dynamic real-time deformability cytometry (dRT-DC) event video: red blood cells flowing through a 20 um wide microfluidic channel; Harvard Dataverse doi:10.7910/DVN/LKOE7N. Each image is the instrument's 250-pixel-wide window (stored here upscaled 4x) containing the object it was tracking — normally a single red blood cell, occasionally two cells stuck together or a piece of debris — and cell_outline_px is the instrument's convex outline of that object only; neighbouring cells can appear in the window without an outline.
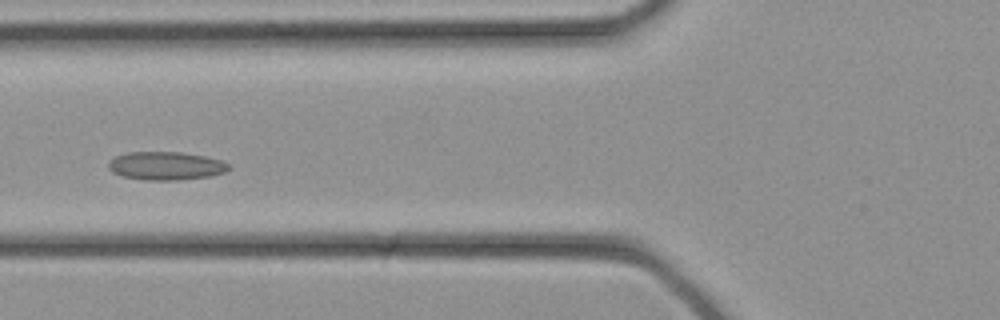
{"species": "common noctule bat (a hibernating species)", "species_latin": "Nyctalus noctula", "temperature_condition": "cold", "stored_images_in_passage": 34, "camera_frame_rate_fps": 3000, "um_per_image_px": 0.085, "animal": {"sex": "female", "body_mass_g": 21.9}, "frame": {"image": 1, "passage_image": 12, "time_ms": 3.667, "image_size_px": [1000, 320], "cell_outline_px": [[232, 168], [224, 172], [208, 176], [176, 180], [144, 180], [124, 176], [112, 172], [108, 168], [108, 160], [116, 156], [128, 152], [184, 152], [204, 156], [220, 160], [232, 164]], "centroid_in_image_um": [14.11, 14.09], "position_along_channel_um": 111.7, "area_um2": 19.88}}
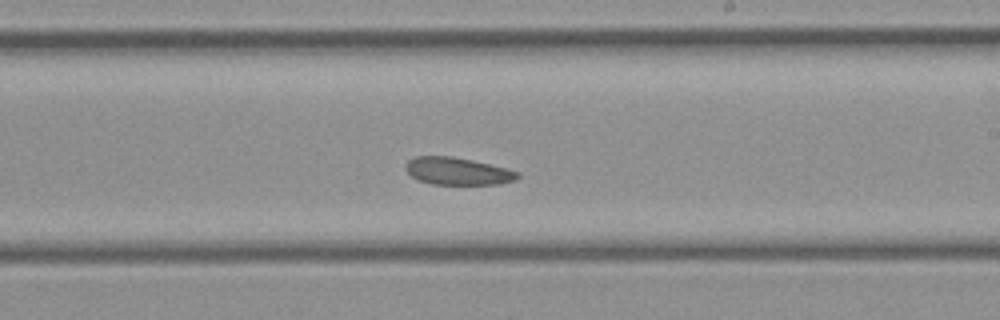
{"frame": {"image": 2, "passage_image": 19, "time_ms": 6.0, "image_size_px": [1000, 320], "cell_outline_px": [[520, 176], [516, 180], [500, 184], [432, 184], [416, 180], [404, 168], [404, 164], [408, 160], [416, 156], [452, 156], [472, 160], [520, 172]], "centroid_in_image_um": [38.87, 14.55], "position_along_channel_um": 250.1, "area_um2": 17.92}}
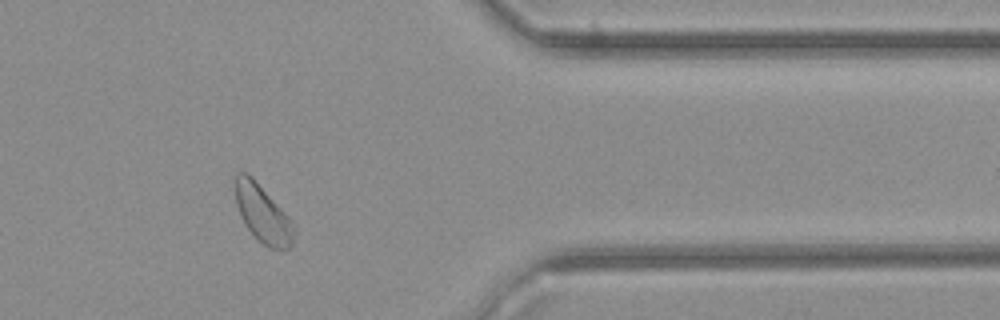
{"frame": {"image": 3, "passage_image": 27, "time_ms": 8.667, "image_size_px": [1000, 320], "cell_outline_px": [[296, 228], [292, 244], [288, 248], [268, 248], [244, 224], [240, 216], [236, 204], [236, 172], [248, 172], [252, 176], [296, 224]], "centroid_in_image_um": [22.36, 18.15], "position_along_channel_um": 389.0, "area_um2": 19.59}}